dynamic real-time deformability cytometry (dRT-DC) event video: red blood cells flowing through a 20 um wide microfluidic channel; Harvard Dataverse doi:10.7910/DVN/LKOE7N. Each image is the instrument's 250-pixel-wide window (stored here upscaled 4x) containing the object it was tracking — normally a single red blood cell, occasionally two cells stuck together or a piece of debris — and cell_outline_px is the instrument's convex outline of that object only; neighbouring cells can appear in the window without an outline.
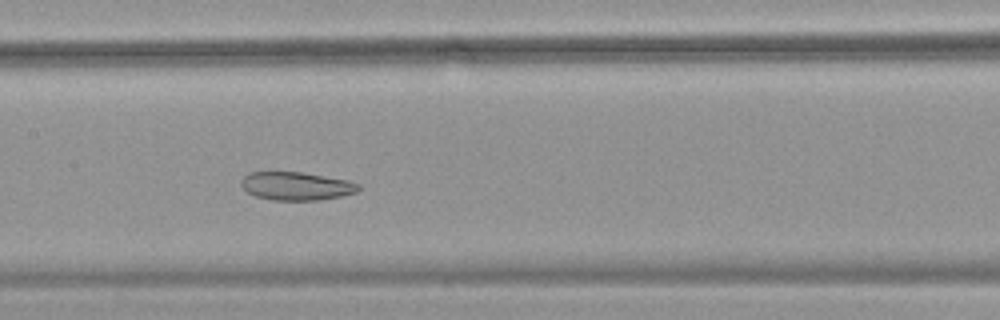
{"species": "common noctule bat (a hibernating species)", "species_latin": "Nyctalus noctula", "temperature_condition": "warm", "stored_images_in_passage": 52, "camera_frame_rate_fps": 3000, "um_per_image_px": 0.085, "animal": {"sex": "female", "body_mass_g": 18.4}, "frame": {"image": 1, "passage_image": 24, "time_ms": 7.667, "image_size_px": [1000, 320], "cell_outline_px": [[360, 188], [356, 192], [340, 196], [320, 200], [272, 200], [256, 196], [248, 192], [240, 184], [244, 176], [248, 172], [300, 172], [348, 180], [360, 184]], "centroid_in_image_um": [25.19, 15.81], "position_along_channel_um": 182.2, "area_um2": 19.19}}
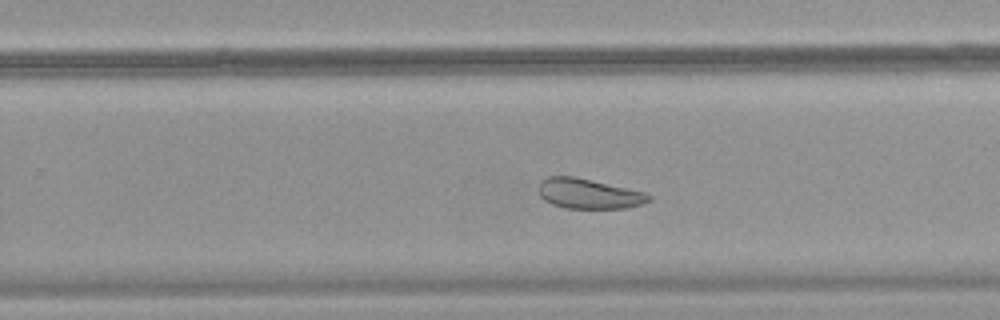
{"frame": {"image": 2, "passage_image": 32, "time_ms": 10.333, "image_size_px": [1000, 320], "cell_outline_px": [[652, 200], [640, 204], [624, 208], [564, 208], [552, 204], [544, 200], [540, 196], [536, 188], [540, 180], [548, 176], [572, 176], [648, 192], [652, 196]], "centroid_in_image_um": [50.01, 16.45], "position_along_channel_um": 279.8, "area_um2": 19.54}}
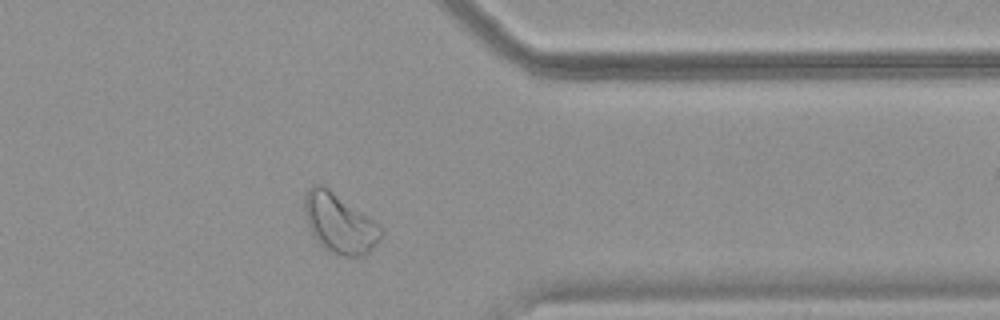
{"frame": {"image": 3, "passage_image": 41, "time_ms": 13.333, "image_size_px": [1000, 320], "cell_outline_px": [[380, 240], [364, 256], [344, 256], [332, 252], [324, 248], [316, 240], [308, 224], [304, 212], [304, 196], [308, 188], [312, 184], [324, 184], [380, 224]], "centroid_in_image_um": [28.84, 18.94], "position_along_channel_um": 382.6, "area_um2": 26.53}, "authors_computed_cell_mechanics": {"area_um2": 27.2527, "velocity_mm_per_s": 3.6731, "shape_relaxation_time_tau1_ms": null, "shape_relaxation_time_tau2_ms": 2.8724, "deformation_change_tau1": null, "deformation_change_tau2": 0.0886}}